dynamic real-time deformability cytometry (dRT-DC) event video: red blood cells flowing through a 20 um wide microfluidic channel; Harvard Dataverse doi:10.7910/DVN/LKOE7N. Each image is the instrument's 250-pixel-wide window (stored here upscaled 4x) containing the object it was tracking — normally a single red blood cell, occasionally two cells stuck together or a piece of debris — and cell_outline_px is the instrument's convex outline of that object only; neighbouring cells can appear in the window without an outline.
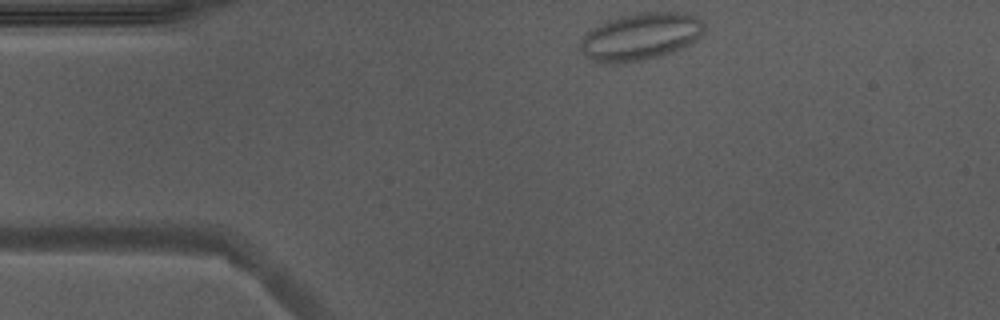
{"species": "Egyptian fruit bat (a non-hibernating species)", "species_latin": "Rousettus aegyptiacus", "temperature_condition": "warm", "stored_images_in_passage": 43, "camera_frame_rate_fps": 3000, "um_per_image_px": 0.085, "animal": {"sex": "male"}, "frame": {"image": 1, "passage_image": 1, "time_ms": 0.0, "image_size_px": [1000, 320], "cell_outline_px": [[704, 32], [700, 36], [688, 44], [672, 52], [660, 56], [624, 64], [604, 64], [592, 60], [584, 56], [580, 48], [580, 40], [592, 28], [608, 20], [620, 16], [636, 12], [688, 12], [696, 16], [704, 24]], "centroid_in_image_um": [54.42, 3.11], "position_along_channel_um": 30.6, "area_um2": 34.39}}
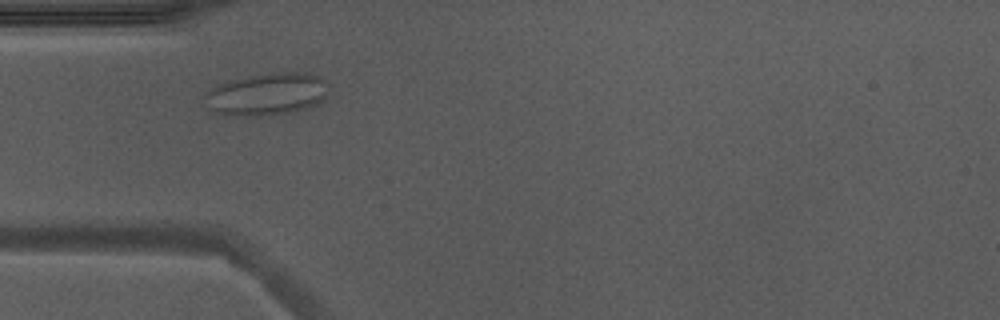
{"frame": {"image": 2, "passage_image": 7, "time_ms": 2.0, "image_size_px": [1000, 320], "cell_outline_px": [[328, 92], [324, 100], [316, 104], [304, 108], [288, 112], [268, 116], [244, 116], [212, 112], [204, 96], [204, 92], [228, 80], [248, 76], [276, 72], [308, 72], [320, 76], [328, 80]], "centroid_in_image_um": [22.73, 7.98], "position_along_channel_um": 62.3, "area_um2": 30.81}}
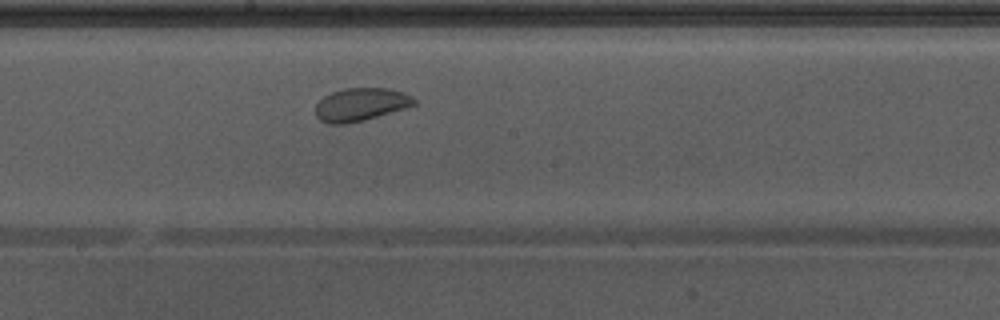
{"frame": {"image": 3, "passage_image": 19, "time_ms": 6.0, "image_size_px": [1000, 320], "cell_outline_px": [[416, 104], [404, 108], [364, 120], [348, 124], [328, 124], [320, 120], [316, 116], [316, 104], [324, 96], [332, 92], [344, 88], [388, 88], [412, 96], [416, 100]], "centroid_in_image_um": [30.63, 8.89], "position_along_channel_um": 217.6, "area_um2": 18.84}, "authors_computed_cell_mechanics": {"area_um2": 23.409, "velocity_mm_per_s": 3.8943, "shape_relaxation_time_tau1_ms": 5.022, "shape_relaxation_time_tau2_ms": 0.682, "deformation_change_tau1": 0.0534, "deformation_change_tau2": 0.053}}